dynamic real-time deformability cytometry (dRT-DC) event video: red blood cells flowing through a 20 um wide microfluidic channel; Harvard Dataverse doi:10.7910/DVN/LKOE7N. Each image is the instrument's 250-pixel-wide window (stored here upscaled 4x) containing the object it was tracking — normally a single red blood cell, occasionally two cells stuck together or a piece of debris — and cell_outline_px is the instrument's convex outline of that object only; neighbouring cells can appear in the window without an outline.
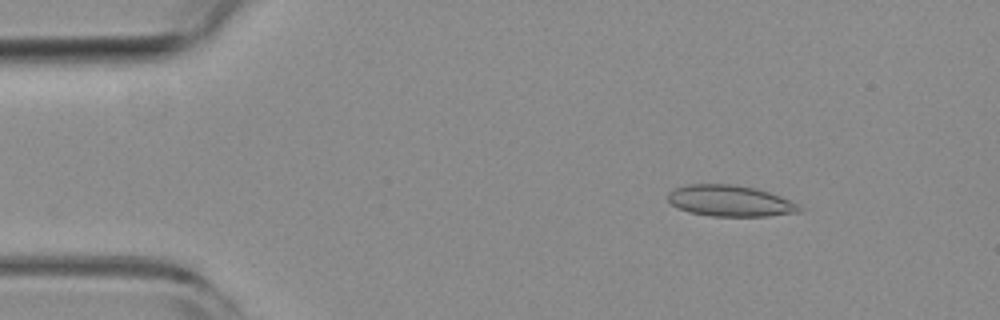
{"species": "common noctule bat (a hibernating species)", "species_latin": "Nyctalus noctula", "temperature_condition": "room temperature", "stored_images_in_passage": 52, "camera_frame_rate_fps": 3000, "um_per_image_px": 0.085, "animal": {"sex": "female", "body_mass_g": 19.3, "forearm_length_mm": 54.1}, "frame": {"image": 1, "passage_image": 6, "time_ms": 1.667, "image_size_px": [1000, 320], "cell_outline_px": [[804, 212], [768, 216], [712, 216], [688, 212], [676, 208], [668, 200], [668, 192], [676, 188], [688, 184], [732, 184], [756, 188], [780, 196], [800, 204], [804, 208]], "centroid_in_image_um": [62.1, 17.08], "position_along_channel_um": 22.9, "area_um2": 24.16}}
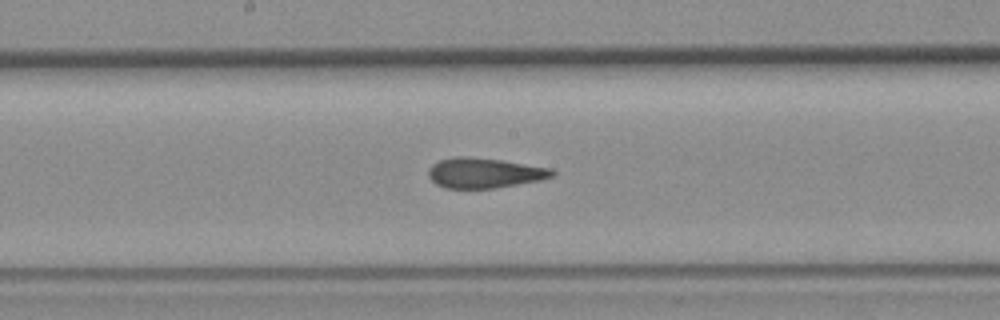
{"frame": {"image": 2, "passage_image": 26, "time_ms": 8.333, "image_size_px": [1000, 320], "cell_outline_px": [[556, 176], [540, 180], [496, 188], [444, 188], [436, 184], [428, 176], [428, 168], [432, 164], [440, 160], [456, 156], [464, 156], [500, 160], [552, 168], [556, 172]], "centroid_in_image_um": [41.18, 14.7], "position_along_channel_um": 207.0, "area_um2": 21.79}}
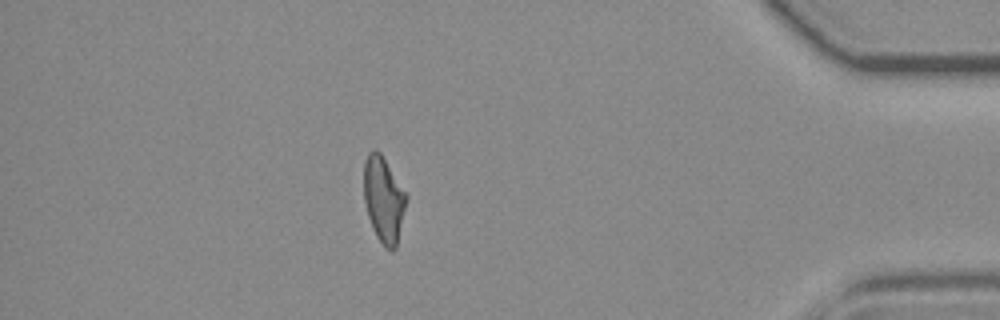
{"frame": {"image": 3, "passage_image": 45, "time_ms": 14.667, "image_size_px": [1000, 320], "cell_outline_px": [[408, 196], [396, 248], [392, 252], [384, 248], [376, 236], [372, 228], [368, 216], [364, 200], [364, 160], [368, 152], [372, 148], [376, 148], [380, 152]], "centroid_in_image_um": [32.6, 16.96], "position_along_channel_um": 402.6, "area_um2": 21.39}, "authors_computed_cell_mechanics": {"area_um2": 22.0507, "velocity_mm_per_s": 3.8503, "shape_relaxation_time_tau1_ms": null, "shape_relaxation_time_tau2_ms": 1.9051, "deformation_change_tau1": null, "deformation_change_tau2": 0.0878}}